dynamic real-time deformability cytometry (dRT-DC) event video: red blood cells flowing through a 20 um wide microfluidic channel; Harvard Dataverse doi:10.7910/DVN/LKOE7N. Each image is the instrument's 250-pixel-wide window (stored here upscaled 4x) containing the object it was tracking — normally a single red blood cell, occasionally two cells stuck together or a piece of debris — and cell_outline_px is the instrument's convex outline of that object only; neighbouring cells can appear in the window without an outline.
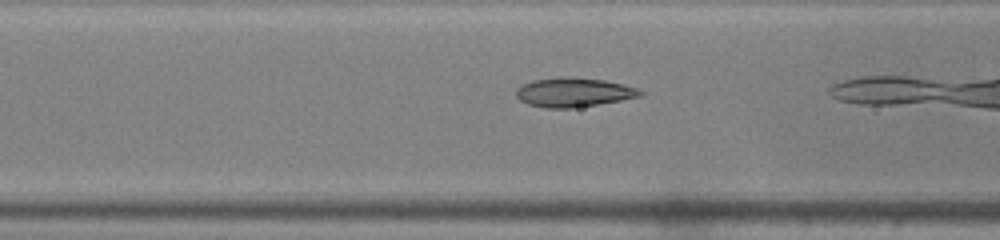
{"species": "common noctule bat (a hibernating species)", "species_latin": "Nyctalus noctula", "temperature_condition": "warm", "stored_images_in_passage": 27, "camera_frame_rate_fps": 3000, "um_per_image_px": 0.085, "animal": {"sex": "male", "body_mass_g": 19.0, "forearm_length_mm": 50.8}, "frame": {"image": 1, "passage_image": 16, "time_ms": 5.0, "image_size_px": [1000, 240], "cell_outline_px": [[644, 96], [572, 108], [544, 108], [528, 104], [520, 100], [516, 96], [516, 88], [532, 80], [560, 76], [568, 76], [604, 80], [624, 84], [636, 88], [644, 92]], "centroid_in_image_um": [48.75, 7.84], "position_along_channel_um": 117.8, "area_um2": 21.21}}